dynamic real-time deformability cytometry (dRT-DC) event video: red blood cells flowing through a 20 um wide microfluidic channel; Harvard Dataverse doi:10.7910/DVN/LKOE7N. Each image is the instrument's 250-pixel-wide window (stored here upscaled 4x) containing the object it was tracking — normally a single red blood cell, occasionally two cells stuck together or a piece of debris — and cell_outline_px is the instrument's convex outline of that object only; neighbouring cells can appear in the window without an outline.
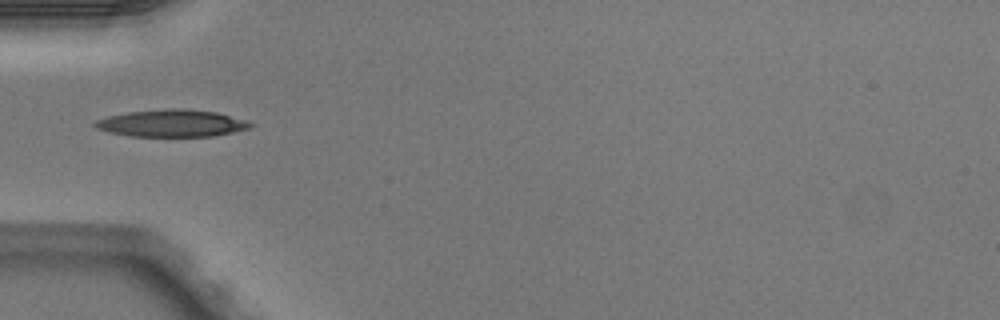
{"species": "Egyptian fruit bat (a non-hibernating species)", "species_latin": "Rousettus aegyptiacus", "temperature_condition": "warm", "stored_images_in_passage": 2, "camera_frame_rate_fps": 3000, "um_per_image_px": 0.085, "animal": {"sex": "male"}, "frame": {"image": 1, "passage_image": 1, "time_ms": 0.0, "image_size_px": [1000, 320], "cell_outline_px": [[252, 124], [248, 128], [232, 132], [212, 136], [128, 136], [108, 132], [96, 128], [92, 124], [96, 120], [108, 116], [128, 112], [172, 108], [180, 108], [216, 112], [244, 120]], "centroid_in_image_um": [14.53, 10.48], "position_along_channel_um": 70.5, "area_um2": 24.28}}
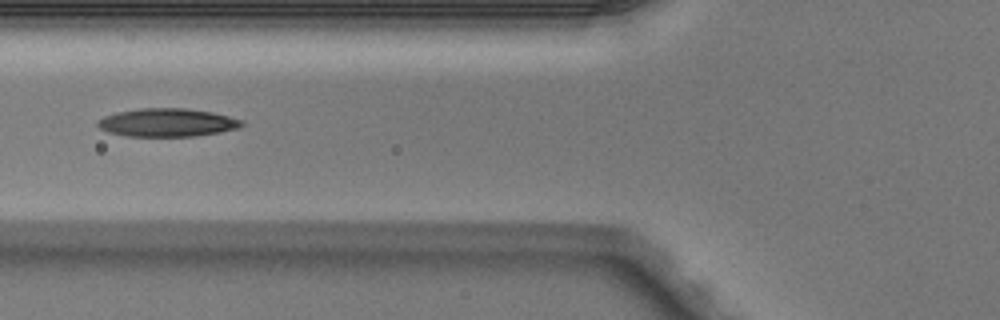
{"frame": {"image": 2, "passage_image": 2, "time_ms": 0.333, "image_size_px": [1000, 320], "cell_outline_px": [[244, 124], [240, 128], [220, 132], [196, 136], [128, 136], [108, 132], [100, 128], [96, 124], [96, 120], [104, 116], [116, 112], [140, 108], [184, 108], [212, 112], [244, 120]], "centroid_in_image_um": [14.22, 10.41], "position_along_channel_um": 111.6, "area_um2": 23.81}}